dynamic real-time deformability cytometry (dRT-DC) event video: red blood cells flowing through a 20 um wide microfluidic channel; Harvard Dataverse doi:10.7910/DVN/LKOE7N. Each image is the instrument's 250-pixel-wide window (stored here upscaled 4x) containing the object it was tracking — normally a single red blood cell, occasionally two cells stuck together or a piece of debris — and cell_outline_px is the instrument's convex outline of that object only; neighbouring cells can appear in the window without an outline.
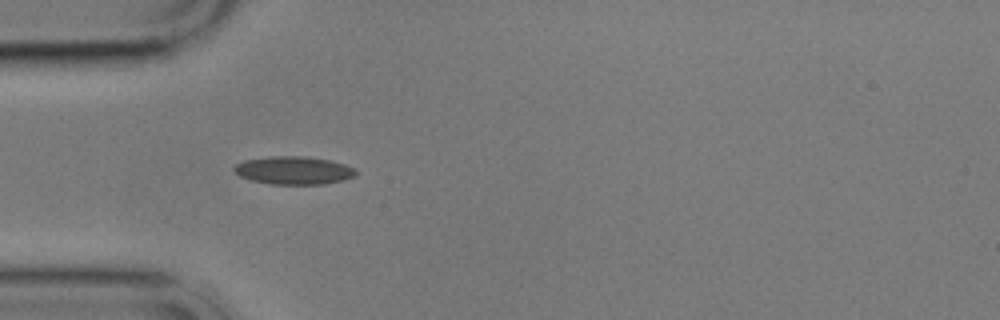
{"species": "common noctule bat (a hibernating species)", "species_latin": "Nyctalus noctula", "temperature_condition": "cold", "stored_images_in_passage": 3, "camera_frame_rate_fps": 3000, "um_per_image_px": 0.085, "animal": {"sex": "male", "body_mass_g": 17.9}, "frame": {"image": 1, "passage_image": 1, "time_ms": 0.0, "image_size_px": [1000, 320], "cell_outline_px": [[356, 176], [344, 180], [324, 184], [268, 184], [252, 180], [240, 176], [232, 168], [236, 164], [244, 160], [268, 156], [304, 156], [328, 160], [344, 164], [352, 168], [356, 172]], "centroid_in_image_um": [24.94, 14.48], "position_along_channel_um": 60.1, "area_um2": 19.83}}
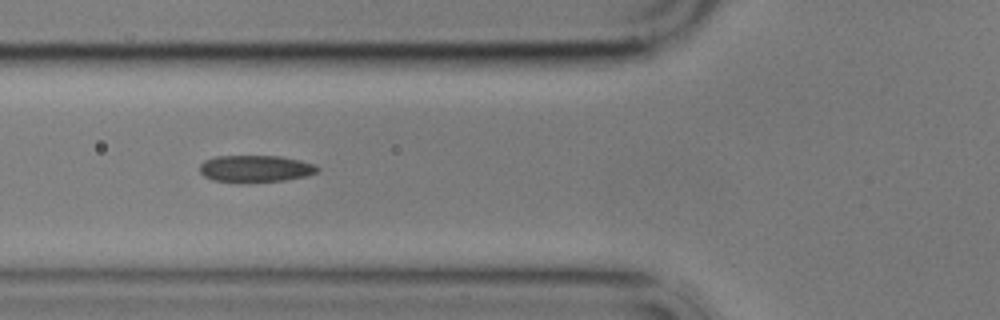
{"frame": {"image": 2, "passage_image": 2, "time_ms": 1.333, "image_size_px": [1000, 320], "cell_outline_px": [[320, 168], [316, 172], [308, 176], [284, 180], [240, 184], [212, 180], [204, 176], [200, 172], [200, 164], [204, 160], [216, 156], [280, 156], [300, 160], [316, 164]], "centroid_in_image_um": [21.7, 14.36], "position_along_channel_um": 104.1, "area_um2": 18.96}}
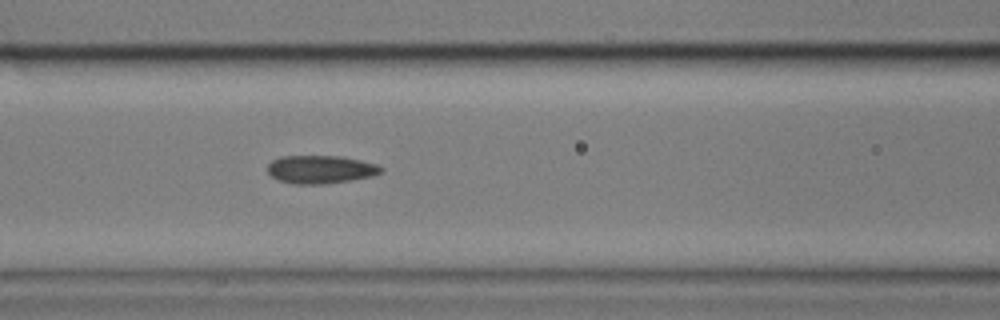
{"frame": {"image": 3, "passage_image": 3, "time_ms": 2.333, "image_size_px": [1000, 320], "cell_outline_px": [[384, 168], [380, 172], [372, 176], [348, 180], [320, 184], [296, 184], [280, 180], [272, 176], [268, 172], [268, 164], [272, 160], [280, 156], [344, 156], [376, 164]], "centroid_in_image_um": [27.24, 14.38], "position_along_channel_um": 139.4, "area_um2": 18.38}}